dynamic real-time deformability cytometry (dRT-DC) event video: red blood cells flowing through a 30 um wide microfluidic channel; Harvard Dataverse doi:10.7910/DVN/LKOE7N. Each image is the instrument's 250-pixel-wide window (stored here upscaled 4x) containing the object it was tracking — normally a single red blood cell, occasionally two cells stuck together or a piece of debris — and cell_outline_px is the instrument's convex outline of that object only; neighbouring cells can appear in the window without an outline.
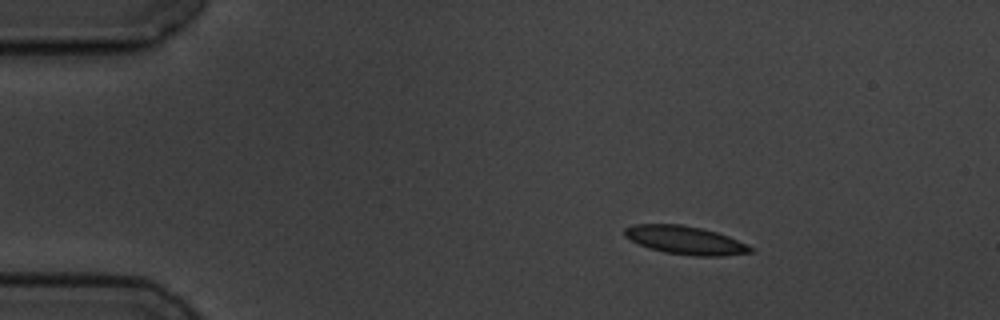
{"species": "common noctule bat (a hibernating species)", "species_latin": "Nyctalus noctula", "temperature_condition": "cold", "stored_images_in_passage": 4, "camera_frame_rate_fps": 3000, "um_per_image_px": 0.085, "animal": {"sex": "male", "body_mass_g": 19.5, "forearm_length_mm": 54.6}, "frame": {"image": 1, "passage_image": 2, "time_ms": 1.333, "image_size_px": [1000, 320], "cell_outline_px": [[756, 252], [724, 256], [692, 256], [664, 252], [648, 248], [624, 236], [624, 228], [632, 224], [680, 224], [700, 228], [716, 232], [728, 236], [748, 244], [756, 248]], "centroid_in_image_um": [58.3, 20.43], "position_along_channel_um": 26.7, "area_um2": 20.98}}